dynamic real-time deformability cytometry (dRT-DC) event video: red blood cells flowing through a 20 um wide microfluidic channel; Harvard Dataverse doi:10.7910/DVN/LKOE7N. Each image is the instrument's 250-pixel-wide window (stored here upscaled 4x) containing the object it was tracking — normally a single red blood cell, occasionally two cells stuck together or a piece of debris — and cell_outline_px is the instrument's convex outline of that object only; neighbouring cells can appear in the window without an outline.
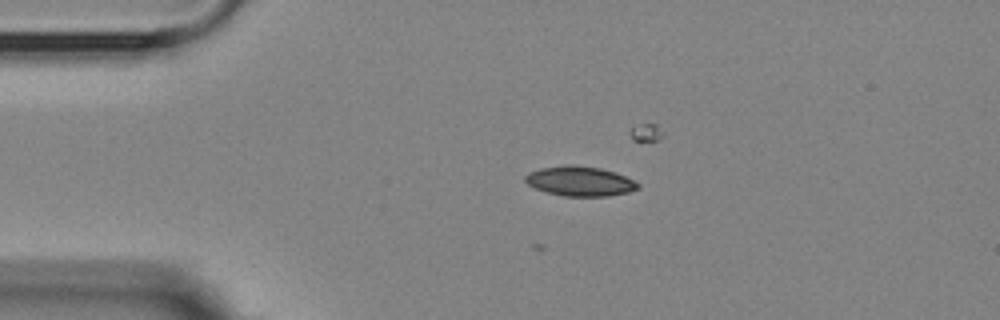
{"species": "Egyptian fruit bat (a non-hibernating species)", "species_latin": "Rousettus aegyptiacus", "temperature_condition": "room temperature", "stored_images_in_passage": 5, "camera_frame_rate_fps": 3000, "um_per_image_px": 0.085, "animal": {"sex": "female"}, "frame": {"image": 1, "passage_image": 2, "time_ms": 1.0, "image_size_px": [1000, 320], "cell_outline_px": [[640, 188], [628, 192], [608, 196], [564, 196], [548, 192], [536, 188], [528, 184], [524, 180], [524, 176], [528, 172], [540, 168], [564, 164], [572, 164], [600, 168], [616, 172], [640, 184]], "centroid_in_image_um": [49.28, 15.39], "position_along_channel_um": 35.7, "area_um2": 19.59}}